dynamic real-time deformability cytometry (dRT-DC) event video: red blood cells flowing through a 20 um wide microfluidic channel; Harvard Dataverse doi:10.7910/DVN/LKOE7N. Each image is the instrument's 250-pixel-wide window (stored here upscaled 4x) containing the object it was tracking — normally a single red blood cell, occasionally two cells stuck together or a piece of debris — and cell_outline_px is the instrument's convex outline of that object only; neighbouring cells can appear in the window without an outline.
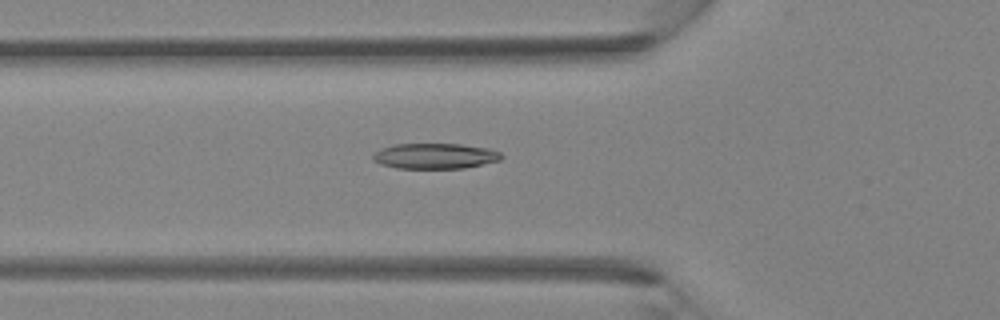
{"species": "Egyptian fruit bat (a non-hibernating species)", "species_latin": "Rousettus aegyptiacus", "temperature_condition": "room temperature", "stored_images_in_passage": 41, "camera_frame_rate_fps": 3000, "um_per_image_px": 0.085, "animal": {"sex": "female"}, "frame": {"image": 1, "passage_image": 15, "time_ms": 4.667, "image_size_px": [1000, 320], "cell_outline_px": [[504, 156], [500, 160], [464, 168], [396, 168], [380, 164], [372, 160], [372, 156], [380, 148], [396, 144], [460, 144], [488, 148], [500, 152]], "centroid_in_image_um": [36.96, 13.26], "position_along_channel_um": 88.8, "area_um2": 19.07}}
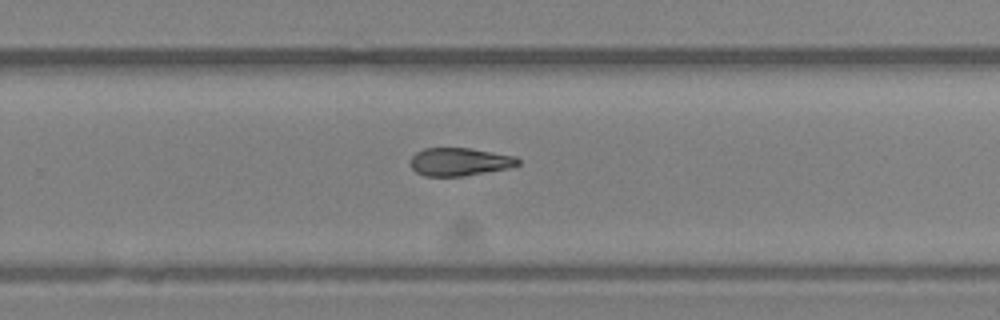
{"frame": {"image": 2, "passage_image": 27, "time_ms": 8.667, "image_size_px": [1000, 320], "cell_outline_px": [[520, 164], [508, 168], [464, 176], [424, 176], [416, 172], [408, 164], [412, 156], [416, 152], [424, 148], [472, 148], [516, 156], [520, 160]], "centroid_in_image_um": [39.05, 13.75], "position_along_channel_um": 290.8, "area_um2": 17.74}}
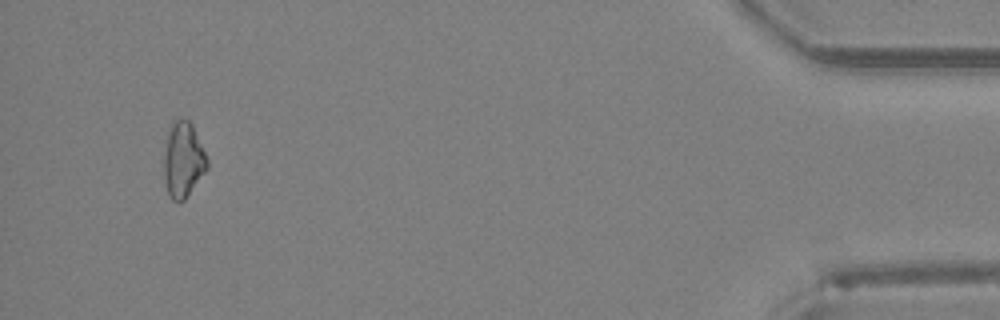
{"frame": {"image": 3, "passage_image": 39, "time_ms": 12.667, "image_size_px": [1000, 320], "cell_outline_px": [[208, 168], [184, 200], [172, 200], [168, 196], [164, 180], [164, 152], [168, 128], [172, 120], [188, 120], [192, 124], [208, 160]], "centroid_in_image_um": [15.55, 13.58], "position_along_channel_um": 419.7, "area_um2": 18.96}}